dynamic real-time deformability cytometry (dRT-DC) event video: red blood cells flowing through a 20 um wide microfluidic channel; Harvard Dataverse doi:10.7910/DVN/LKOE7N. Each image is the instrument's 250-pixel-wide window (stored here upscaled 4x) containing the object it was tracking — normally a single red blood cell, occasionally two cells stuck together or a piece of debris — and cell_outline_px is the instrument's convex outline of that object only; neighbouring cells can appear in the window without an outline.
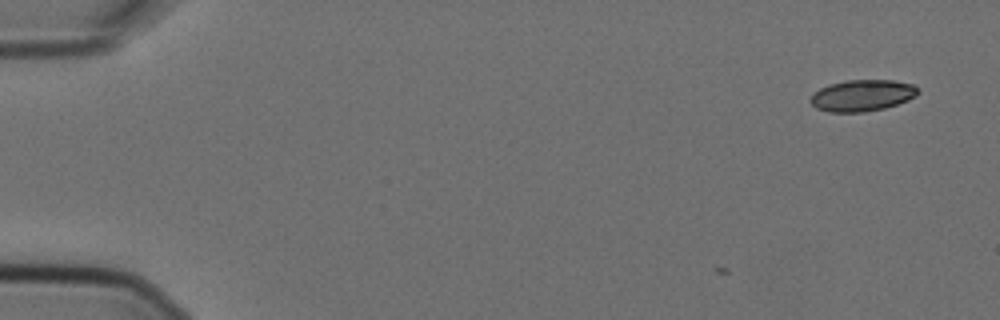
{"species": "Egyptian fruit bat (a non-hibernating species)", "species_latin": "Rousettus aegyptiacus", "temperature_condition": "cold", "stored_images_in_passage": 5, "camera_frame_rate_fps": 3000, "um_per_image_px": 0.085, "animal": {"sex": "female"}, "frame": {"image": 1, "passage_image": 1, "time_ms": 0.0, "image_size_px": [1000, 320], "cell_outline_px": [[916, 96], [908, 100], [884, 108], [864, 112], [828, 112], [816, 108], [808, 100], [820, 88], [828, 84], [848, 80], [892, 80], [912, 84], [916, 88]], "centroid_in_image_um": [73.25, 8.12], "position_along_channel_um": 11.8, "area_um2": 19.54}}
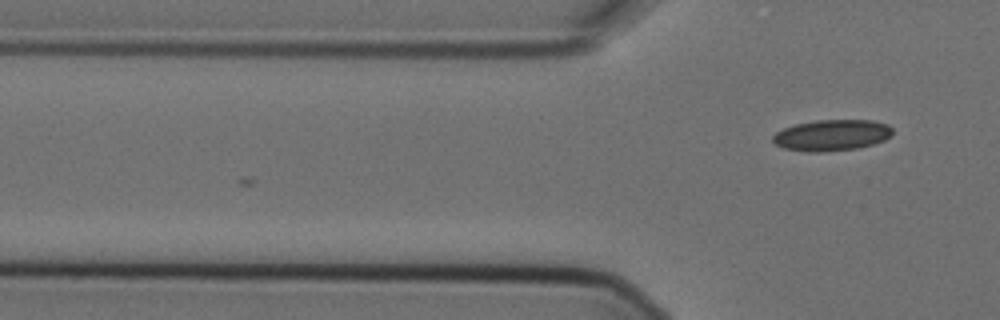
{"frame": {"image": 2, "passage_image": 5, "time_ms": 1.333, "image_size_px": [1000, 320], "cell_outline_px": [[892, 136], [884, 140], [872, 144], [856, 148], [820, 152], [808, 152], [784, 148], [776, 144], [772, 140], [772, 136], [776, 132], [784, 128], [796, 124], [816, 120], [872, 120], [888, 124], [892, 128]], "centroid_in_image_um": [70.71, 11.48], "position_along_channel_um": 55.1, "area_um2": 21.68}}